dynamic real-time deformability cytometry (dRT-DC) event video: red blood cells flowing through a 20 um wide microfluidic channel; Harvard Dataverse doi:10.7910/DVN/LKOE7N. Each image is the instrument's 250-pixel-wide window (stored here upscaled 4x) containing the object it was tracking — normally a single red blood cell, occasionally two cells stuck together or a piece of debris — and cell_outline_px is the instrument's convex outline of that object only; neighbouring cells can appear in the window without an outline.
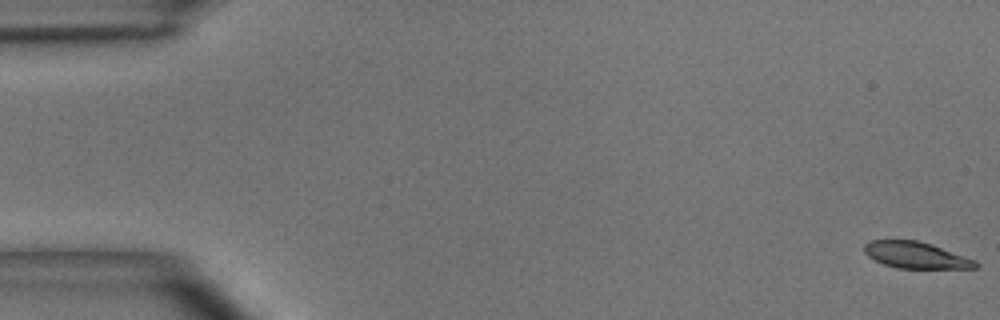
{"species": "common noctule bat (a hibernating species)", "species_latin": "Nyctalus noctula", "temperature_condition": "room temperature", "stored_images_in_passage": 55, "camera_frame_rate_fps": 3000, "um_per_image_px": 0.085, "animal": {"sex": "male", "body_mass_g": 15.6}, "frame": {"image": 1, "passage_image": 1, "time_ms": 0.0, "image_size_px": [1000, 320], "cell_outline_px": [[980, 264], [976, 268], [896, 268], [884, 264], [868, 256], [864, 252], [864, 244], [868, 240], [916, 240], [932, 244], [976, 260]], "centroid_in_image_um": [77.85, 21.68], "position_along_channel_um": 7.2, "area_um2": 17.17}}
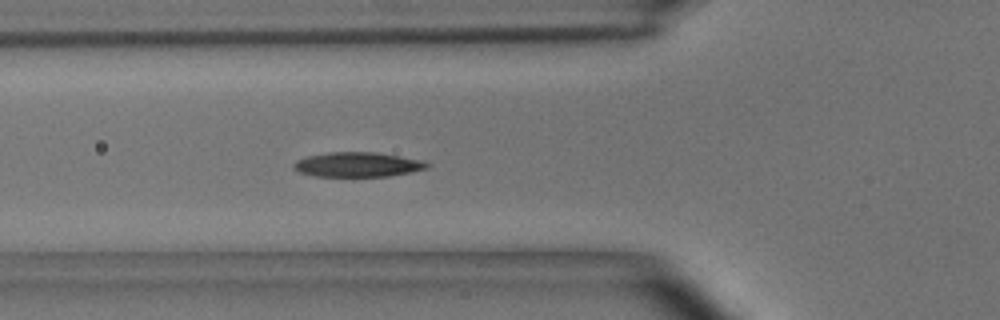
{"frame": {"image": 2, "passage_image": 20, "time_ms": 6.333, "image_size_px": [1000, 320], "cell_outline_px": [[432, 164], [428, 168], [412, 172], [388, 176], [316, 176], [300, 172], [292, 168], [292, 164], [296, 160], [304, 156], [328, 152], [376, 152], [424, 160]], "centroid_in_image_um": [30.41, 13.98], "position_along_channel_um": 95.4, "area_um2": 19.42}}
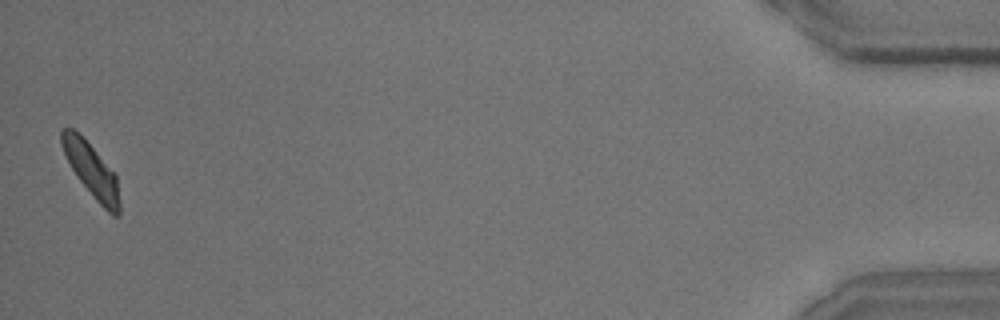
{"frame": {"image": 3, "passage_image": 55, "time_ms": 18.0, "image_size_px": [1000, 320], "cell_outline_px": [[120, 216], [112, 216], [96, 200], [76, 176], [60, 144], [60, 132], [64, 128], [72, 128], [116, 172], [120, 204]], "centroid_in_image_um": [7.8, 14.52], "position_along_channel_um": 427.4, "area_um2": 17.92}, "authors_computed_cell_mechanics": {"area_um2": 18.5538, "velocity_mm_per_s": 3.6189, "shape_relaxation_time_tau1_ms": 3.0292, "shape_relaxation_time_tau2_ms": 5.7149, "deformation_change_tau1": 0.1198, "deformation_change_tau2": 0.1043}}